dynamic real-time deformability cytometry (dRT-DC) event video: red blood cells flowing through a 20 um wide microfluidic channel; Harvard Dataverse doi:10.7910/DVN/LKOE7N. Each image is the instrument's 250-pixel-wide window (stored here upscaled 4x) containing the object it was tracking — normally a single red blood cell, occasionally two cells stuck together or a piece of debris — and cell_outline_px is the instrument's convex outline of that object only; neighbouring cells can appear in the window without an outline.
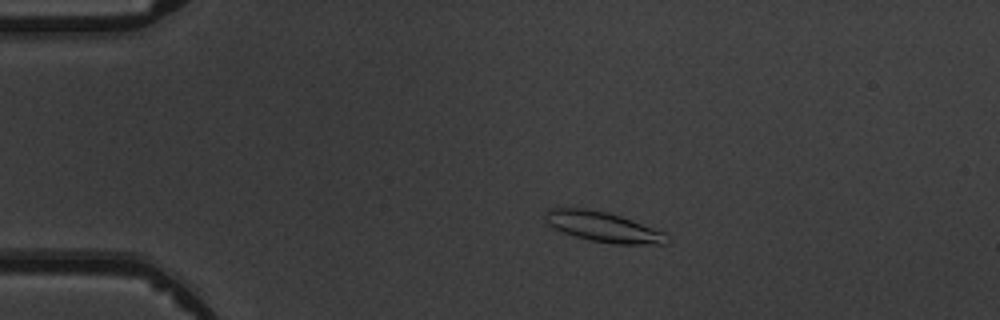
{"species": "common noctule bat (a hibernating species)", "species_latin": "Nyctalus noctula", "temperature_condition": "warm", "stored_images_in_passage": 6, "camera_frame_rate_fps": 3000, "um_per_image_px": 0.085, "animal": {"sex": "male", "body_mass_g": 19.5, "forearm_length_mm": 54.6}, "frame": {"image": 1, "passage_image": 4, "time_ms": 3.333, "image_size_px": [1000, 320], "cell_outline_px": [[668, 244], [612, 244], [588, 240], [552, 228], [544, 220], [544, 212], [548, 208], [588, 208], [608, 212], [632, 220], [664, 232], [668, 240]], "centroid_in_image_um": [51.22, 19.28], "position_along_channel_um": 33.8, "area_um2": 21.44}}